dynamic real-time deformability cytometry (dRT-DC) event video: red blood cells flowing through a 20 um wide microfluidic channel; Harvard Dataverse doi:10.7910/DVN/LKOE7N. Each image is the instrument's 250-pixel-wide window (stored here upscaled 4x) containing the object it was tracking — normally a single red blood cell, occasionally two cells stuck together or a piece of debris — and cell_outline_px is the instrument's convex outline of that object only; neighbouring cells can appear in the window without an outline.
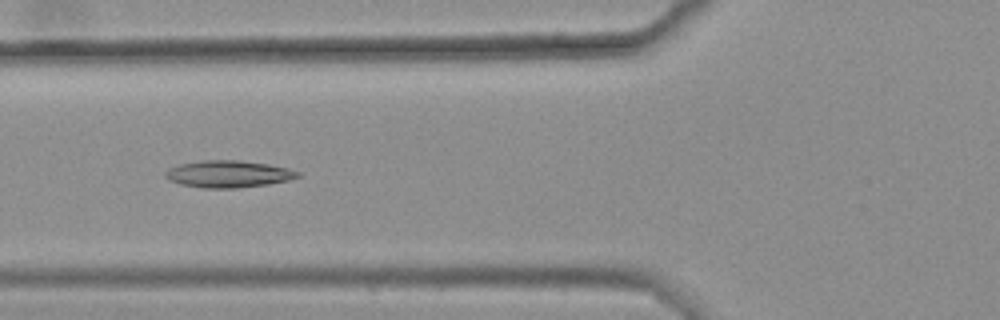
{"species": "common noctule bat (a hibernating species)", "species_latin": "Nyctalus noctula", "temperature_condition": "warm", "stored_images_in_passage": 44, "camera_frame_rate_fps": 3000, "um_per_image_px": 0.085, "animal": {"sex": "female", "body_mass_g": 25.1}, "frame": {"image": 1, "passage_image": 17, "time_ms": 5.333, "image_size_px": [1000, 320], "cell_outline_px": [[300, 176], [288, 180], [268, 184], [236, 188], [200, 188], [180, 184], [168, 180], [164, 176], [164, 172], [168, 168], [180, 164], [204, 160], [236, 160], [268, 164], [288, 168], [300, 172]], "centroid_in_image_um": [19.37, 14.79], "position_along_channel_um": 106.4, "area_um2": 20.87}}
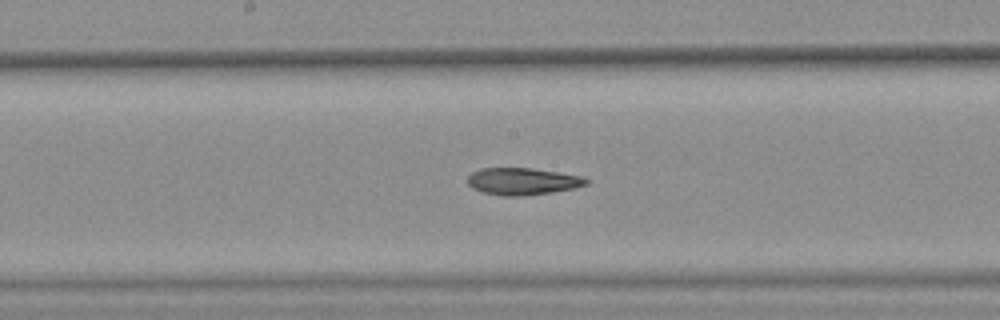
{"frame": {"image": 2, "passage_image": 25, "time_ms": 8.0, "image_size_px": [1000, 320], "cell_outline_px": [[588, 184], [576, 188], [552, 192], [524, 196], [500, 196], [484, 192], [472, 188], [468, 184], [468, 176], [472, 172], [480, 168], [532, 168], [584, 176], [588, 180]], "centroid_in_image_um": [44.44, 15.41], "position_along_channel_um": 203.8, "area_um2": 18.84}}
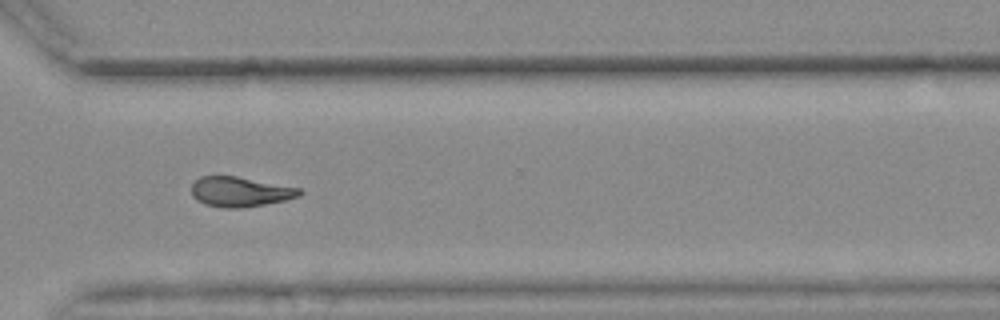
{"frame": {"image": 3, "passage_image": 37, "time_ms": 12.0, "image_size_px": [1000, 320], "cell_outline_px": [[304, 192], [300, 196], [284, 200], [264, 204], [240, 208], [224, 208], [204, 204], [196, 200], [192, 196], [192, 184], [200, 176], [236, 176], [300, 188]], "centroid_in_image_um": [20.4, 16.3], "position_along_channel_um": 350.2, "area_um2": 18.79}, "authors_computed_cell_mechanics": {"area_um2": 19.4497, "velocity_mm_per_s": 3.6526, "shape_relaxation_time_tau1_ms": null, "shape_relaxation_time_tau2_ms": 4.8311, "deformation_change_tau1": null, "deformation_change_tau2": 0.1248}}